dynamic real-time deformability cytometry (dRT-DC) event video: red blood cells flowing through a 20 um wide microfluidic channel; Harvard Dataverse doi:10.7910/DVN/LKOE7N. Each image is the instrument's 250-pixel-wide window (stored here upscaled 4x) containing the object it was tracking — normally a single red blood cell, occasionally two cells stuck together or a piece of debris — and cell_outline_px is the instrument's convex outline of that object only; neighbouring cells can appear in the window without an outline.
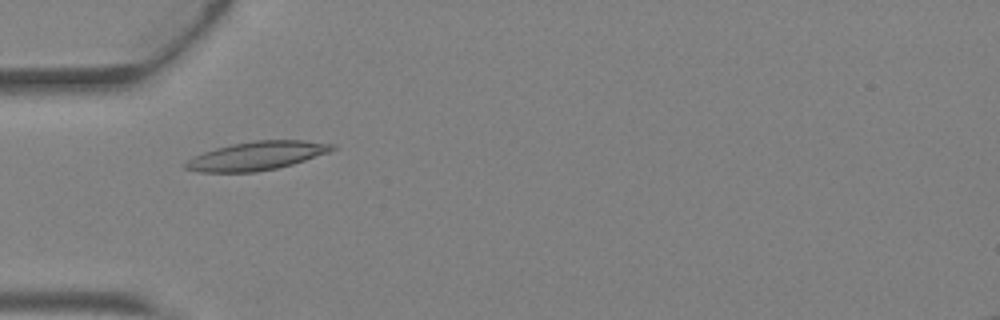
{"species": "Egyptian fruit bat (a non-hibernating species)", "species_latin": "Rousettus aegyptiacus", "temperature_condition": "warm", "stored_images_in_passage": 44, "camera_frame_rate_fps": 3000, "um_per_image_px": 0.085, "animal": {"sex": "female"}, "frame": {"image": 1, "passage_image": 15, "time_ms": 4.667, "image_size_px": [1000, 320], "cell_outline_px": [[336, 148], [328, 152], [292, 164], [276, 168], [256, 172], [200, 172], [184, 168], [184, 164], [192, 156], [216, 148], [232, 144], [252, 140], [304, 140], [336, 144]], "centroid_in_image_um": [21.81, 13.24], "position_along_channel_um": 63.2, "area_um2": 24.33}}
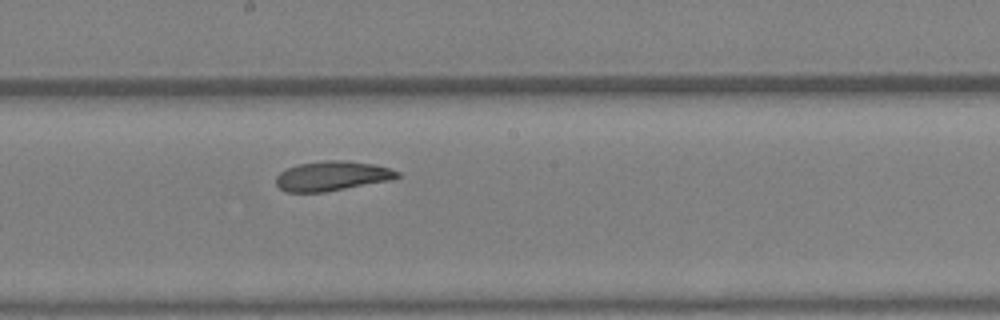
{"frame": {"image": 2, "passage_image": 25, "time_ms": 8.0, "image_size_px": [1000, 320], "cell_outline_px": [[400, 176], [392, 180], [324, 192], [288, 192], [280, 188], [276, 184], [276, 176], [280, 172], [296, 164], [324, 160], [344, 160], [372, 164], [392, 168], [400, 172]], "centroid_in_image_um": [28.24, 14.95], "position_along_channel_um": 220.0, "area_um2": 21.04}}
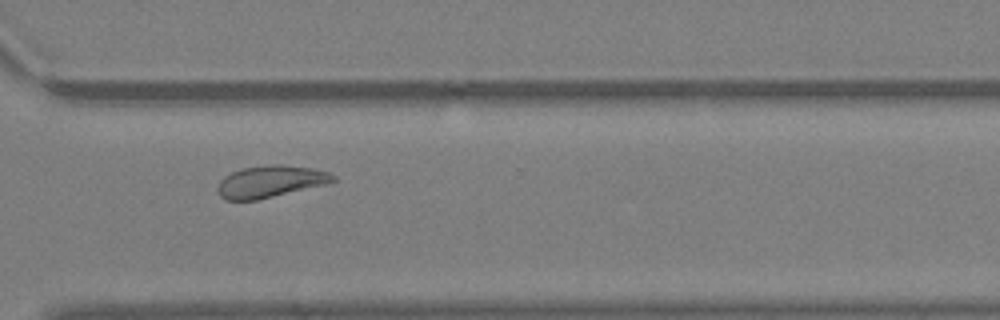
{"frame": {"image": 3, "passage_image": 33, "time_ms": 10.667, "image_size_px": [1000, 320], "cell_outline_px": [[336, 180], [332, 184], [256, 200], [224, 200], [220, 196], [216, 188], [220, 180], [224, 176], [232, 172], [244, 168], [268, 164], [284, 164], [312, 168], [328, 172], [336, 176]], "centroid_in_image_um": [23.03, 15.43], "position_along_channel_um": 347.6, "area_um2": 21.91}, "authors_computed_cell_mechanics": {"area_um2": 22.9177, "velocity_mm_per_s": 4.792, "shape_relaxation_time_tau1_ms": 7.6761, "shape_relaxation_time_tau2_ms": 3.0594, "deformation_change_tau1": 0.212, "deformation_change_tau2": 0.0803}}